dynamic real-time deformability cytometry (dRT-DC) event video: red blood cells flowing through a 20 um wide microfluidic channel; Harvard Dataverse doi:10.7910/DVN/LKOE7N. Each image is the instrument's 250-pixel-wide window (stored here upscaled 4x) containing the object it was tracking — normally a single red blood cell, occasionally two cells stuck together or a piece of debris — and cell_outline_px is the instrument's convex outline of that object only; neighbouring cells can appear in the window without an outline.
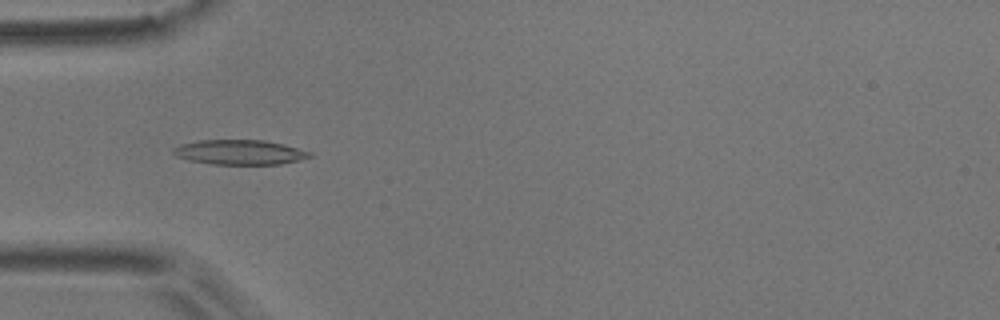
{"species": "common noctule bat (a hibernating species)", "species_latin": "Nyctalus noctula", "temperature_condition": "room temperature", "stored_images_in_passage": 53, "camera_frame_rate_fps": 3000, "um_per_image_px": 0.085, "animal": {"sex": "male", "body_mass_g": 17.9}, "frame": {"image": 1, "passage_image": 16, "time_ms": 5.0, "image_size_px": [1000, 320], "cell_outline_px": [[312, 156], [300, 160], [280, 164], [212, 164], [188, 160], [176, 156], [172, 152], [172, 148], [180, 144], [200, 140], [264, 140], [312, 152]], "centroid_in_image_um": [20.33, 12.94], "position_along_channel_um": 64.7, "area_um2": 19.59}}
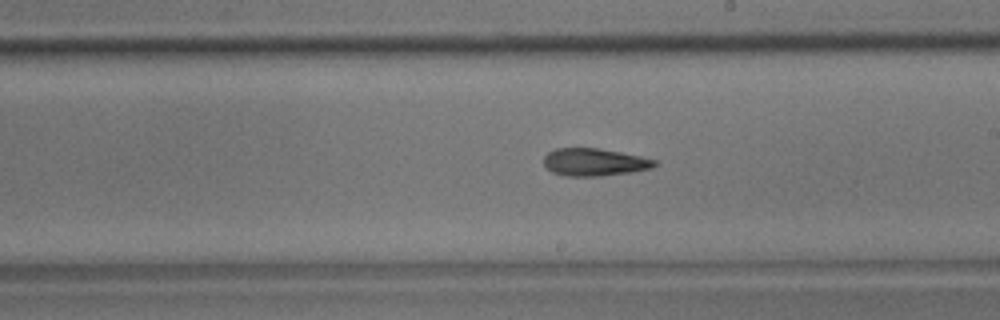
{"frame": {"image": 2, "passage_image": 30, "time_ms": 9.667, "image_size_px": [1000, 320], "cell_outline_px": [[660, 164], [652, 168], [632, 172], [600, 176], [564, 176], [552, 172], [544, 164], [544, 156], [548, 152], [556, 148], [600, 148], [640, 156], [656, 160]], "centroid_in_image_um": [50.54, 13.78], "position_along_channel_um": 238.5, "area_um2": 17.92}}
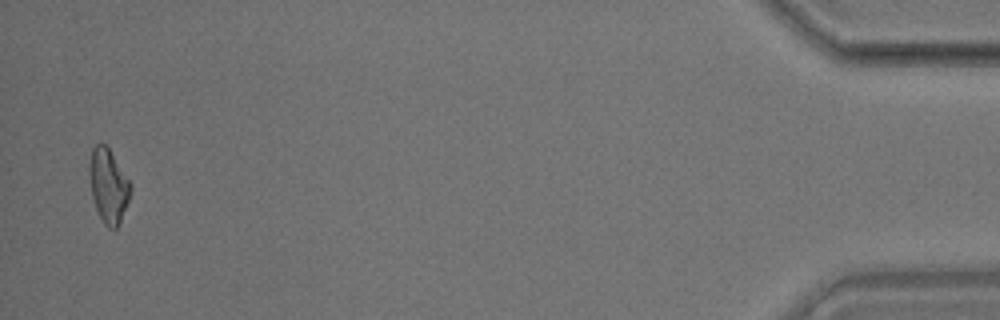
{"frame": {"image": 3, "passage_image": 52, "time_ms": 17.0, "image_size_px": [1000, 320], "cell_outline_px": [[132, 188], [128, 200], [120, 220], [116, 228], [108, 228], [104, 224], [96, 208], [92, 196], [88, 172], [88, 164], [92, 148], [96, 144], [104, 144], [108, 148], [132, 184]], "centroid_in_image_um": [9.19, 15.76], "position_along_channel_um": 426.0, "area_um2": 17.51}, "authors_computed_cell_mechanics": {"area_um2": 18.0914, "velocity_mm_per_s": 3.7332, "shape_relaxation_time_tau1_ms": null, "shape_relaxation_time_tau2_ms": 8.4844, "deformation_change_tau1": null, "deformation_change_tau2": 0.2155}}